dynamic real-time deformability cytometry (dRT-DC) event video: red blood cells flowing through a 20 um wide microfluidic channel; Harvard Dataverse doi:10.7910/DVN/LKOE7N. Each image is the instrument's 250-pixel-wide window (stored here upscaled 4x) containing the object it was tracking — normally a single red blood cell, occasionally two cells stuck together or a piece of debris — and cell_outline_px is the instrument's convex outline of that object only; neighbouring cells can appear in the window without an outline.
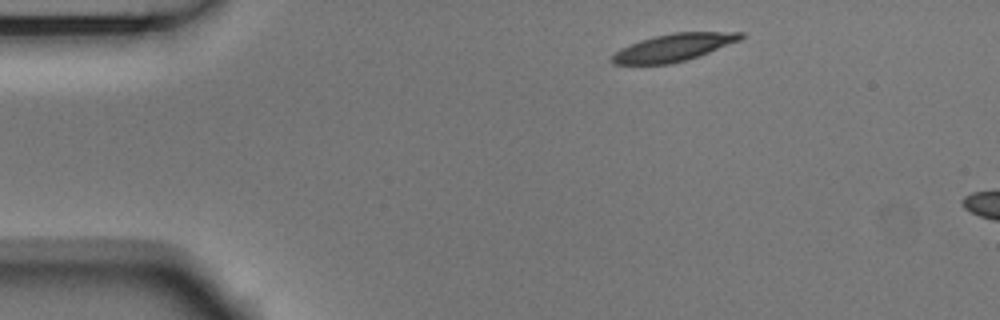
{"species": "Egyptian fruit bat (a non-hibernating species)", "species_latin": "Rousettus aegyptiacus", "temperature_condition": "room temperature", "stored_images_in_passage": 3, "camera_frame_rate_fps": 3000, "um_per_image_px": 0.085, "animal": {"sex": "male"}, "frame": {"image": 1, "passage_image": 1, "time_ms": 0.0, "image_size_px": [1000, 320], "cell_outline_px": [[744, 36], [740, 40], [708, 52], [684, 60], [668, 64], [612, 64], [608, 60], [608, 56], [620, 48], [640, 40], [652, 36], [672, 32], [744, 32]], "centroid_in_image_um": [57.16, 4.03], "position_along_channel_um": 27.8, "area_um2": 20.58}}